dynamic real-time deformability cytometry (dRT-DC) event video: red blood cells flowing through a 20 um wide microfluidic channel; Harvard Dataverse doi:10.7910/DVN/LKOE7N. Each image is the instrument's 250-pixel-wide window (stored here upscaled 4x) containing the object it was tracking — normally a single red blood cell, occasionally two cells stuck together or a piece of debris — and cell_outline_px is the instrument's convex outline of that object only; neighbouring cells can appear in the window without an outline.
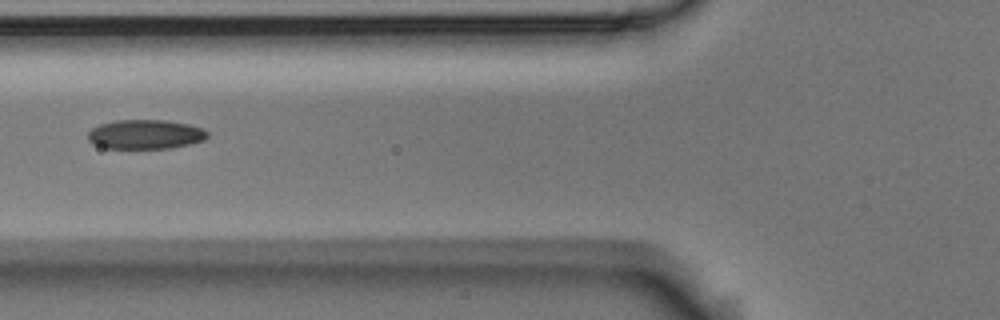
{"species": "Egyptian fruit bat (a non-hibernating species)", "species_latin": "Rousettus aegyptiacus", "temperature_condition": "room temperature", "stored_images_in_passage": 8, "camera_frame_rate_fps": 3000, "um_per_image_px": 0.085, "animal": {"sex": "male"}, "frame": {"image": 1, "passage_image": 5, "time_ms": 1.333, "image_size_px": [1000, 320], "cell_outline_px": [[208, 136], [204, 140], [172, 148], [104, 148], [88, 140], [88, 132], [92, 128], [100, 124], [116, 120], [164, 120], [188, 124], [204, 128], [208, 132]], "centroid_in_image_um": [12.37, 11.41], "position_along_channel_um": 113.4, "area_um2": 20.4}}
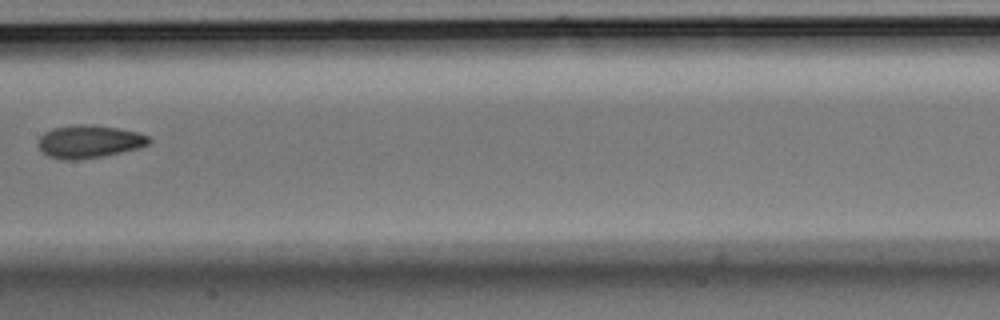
{"frame": {"image": 2, "passage_image": 7, "time_ms": 2.0, "image_size_px": [1000, 320], "cell_outline_px": [[152, 140], [148, 144], [140, 148], [104, 156], [76, 160], [60, 160], [48, 156], [36, 144], [40, 136], [44, 132], [52, 128], [80, 124], [92, 124], [116, 128], [136, 132], [148, 136]], "centroid_in_image_um": [7.56, 12.04], "position_along_channel_um": 199.8, "area_um2": 21.33}}
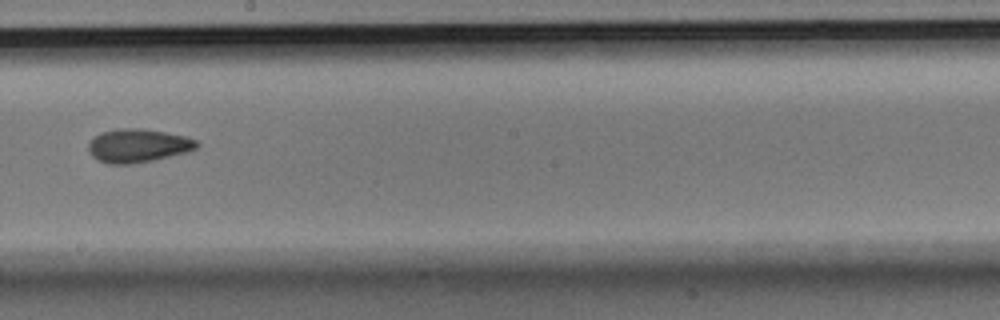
{"frame": {"image": 3, "passage_image": 8, "time_ms": 2.333, "image_size_px": [1000, 320], "cell_outline_px": [[200, 144], [196, 148], [188, 152], [156, 160], [132, 164], [108, 164], [96, 160], [88, 152], [88, 144], [100, 132], [116, 128], [144, 128], [184, 136], [196, 140]], "centroid_in_image_um": [11.71, 12.39], "position_along_channel_um": 236.5, "area_um2": 21.44}}